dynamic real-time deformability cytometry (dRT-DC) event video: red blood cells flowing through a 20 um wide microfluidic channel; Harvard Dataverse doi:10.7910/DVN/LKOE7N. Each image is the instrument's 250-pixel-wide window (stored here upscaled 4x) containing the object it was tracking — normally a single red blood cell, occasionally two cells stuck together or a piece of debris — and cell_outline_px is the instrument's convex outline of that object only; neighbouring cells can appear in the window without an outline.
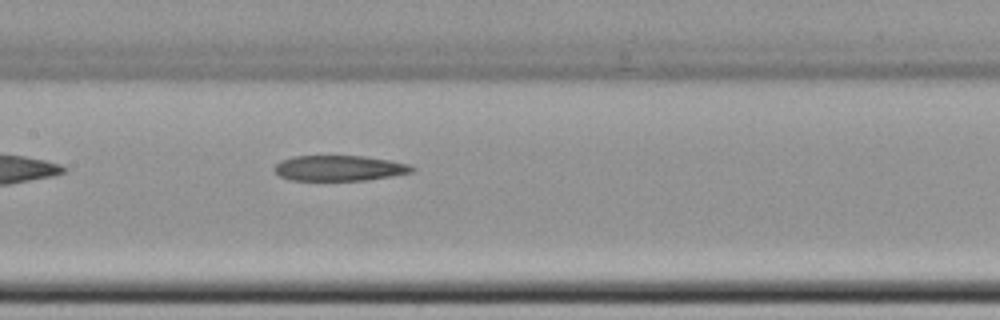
{"species": "common noctule bat (a hibernating species)", "species_latin": "Nyctalus noctula", "temperature_condition": "cold", "stored_images_in_passage": 7, "camera_frame_rate_fps": 3000, "um_per_image_px": 0.085, "animal": {"sex": "female", "body_mass_g": 22.7, "forearm_length_mm": 54.2}, "frame": {"image": 1, "passage_image": 7, "time_ms": 7.333, "image_size_px": [1000, 320], "cell_outline_px": [[416, 168], [412, 172], [392, 176], [368, 180], [288, 180], [280, 176], [272, 168], [280, 160], [292, 156], [364, 156], [412, 164]], "centroid_in_image_um": [28.84, 14.29], "position_along_channel_um": 178.6, "area_um2": 20.58}}